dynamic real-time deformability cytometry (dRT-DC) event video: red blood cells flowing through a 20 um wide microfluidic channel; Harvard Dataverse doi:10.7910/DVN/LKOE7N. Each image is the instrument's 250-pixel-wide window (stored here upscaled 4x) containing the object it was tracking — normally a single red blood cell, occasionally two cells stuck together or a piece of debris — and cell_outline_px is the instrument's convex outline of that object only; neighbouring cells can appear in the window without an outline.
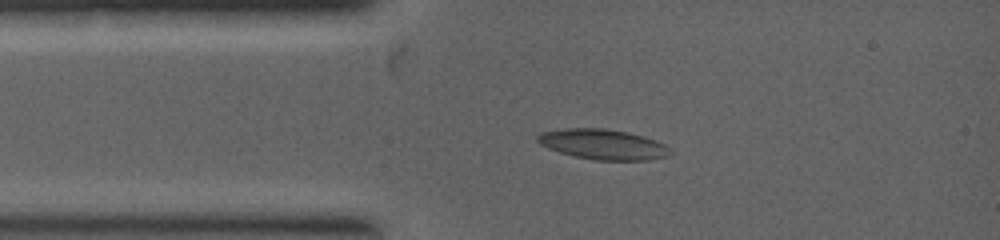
{"species": "common noctule bat (a hibernating species)", "species_latin": "Nyctalus noctula", "temperature_condition": "warm", "stored_images_in_passage": 25, "camera_frame_rate_fps": 5000, "um_per_image_px": 0.085, "animal": {"sex": "female", "body_mass_g": 19.0, "forearm_length_mm": 53.3}, "frame": {"image": 1, "passage_image": 3, "time_ms": 0.8, "image_size_px": [1000, 240], "cell_outline_px": [[672, 152], [668, 156], [648, 160], [596, 160], [576, 156], [560, 152], [548, 148], [540, 144], [536, 140], [536, 136], [540, 132], [564, 128], [604, 128], [628, 132], [644, 136], [656, 140], [664, 144]], "centroid_in_image_um": [51.24, 12.26], "position_along_channel_um": 33.8, "area_um2": 23.41}}
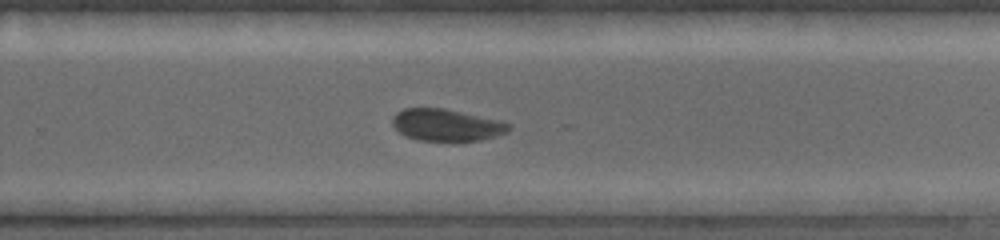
{"frame": {"image": 2, "passage_image": 15, "time_ms": 4.8, "image_size_px": [1000, 240], "cell_outline_px": [[512, 128], [508, 132], [496, 136], [480, 140], [416, 140], [404, 136], [392, 124], [392, 116], [396, 112], [404, 108], [444, 108], [500, 120], [512, 124]], "centroid_in_image_um": [37.96, 10.61], "position_along_channel_um": 291.8, "area_um2": 21.73}}
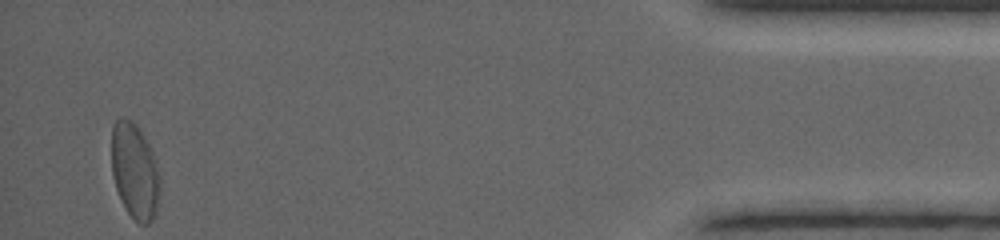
{"frame": {"image": 3, "passage_image": 25, "time_ms": 8.0, "image_size_px": [1000, 240], "cell_outline_px": [[160, 192], [156, 208], [152, 220], [148, 224], [140, 224], [128, 212], [116, 188], [112, 172], [112, 124], [120, 116], [124, 116], [140, 128], [152, 152], [160, 176]], "centroid_in_image_um": [11.45, 14.5], "position_along_channel_um": 423.7, "area_um2": 26.76}}